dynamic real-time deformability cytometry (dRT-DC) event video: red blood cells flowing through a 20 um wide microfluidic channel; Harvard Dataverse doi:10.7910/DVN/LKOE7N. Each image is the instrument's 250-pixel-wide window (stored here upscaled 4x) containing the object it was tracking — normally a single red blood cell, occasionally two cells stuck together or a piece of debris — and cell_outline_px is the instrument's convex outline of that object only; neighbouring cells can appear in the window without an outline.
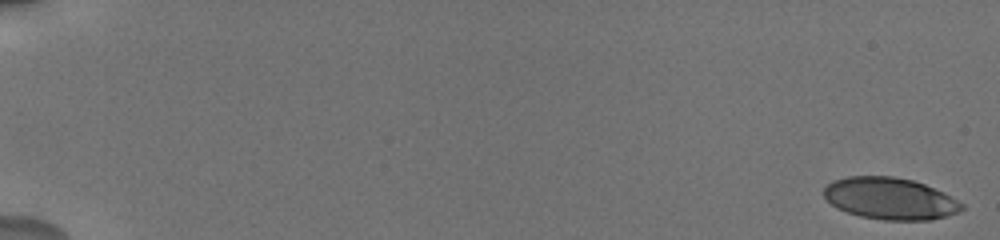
{"species": "human", "species_latin": "Homo sapiens", "temperature_condition": "cold", "stored_images_in_passage": 14, "camera_frame_rate_fps": 3000, "um_per_image_px": 0.085, "donor": {"sex": "male"}, "frame": {"image": 1, "passage_image": 1, "time_ms": 0.0, "image_size_px": [1000, 240], "cell_outline_px": [[964, 208], [956, 212], [932, 220], [884, 220], [860, 216], [848, 212], [832, 204], [824, 196], [824, 188], [832, 180], [848, 176], [892, 176], [912, 180], [924, 184], [944, 192], [964, 204]], "centroid_in_image_um": [75.66, 16.87], "position_along_channel_um": 9.3, "area_um2": 33.41}}
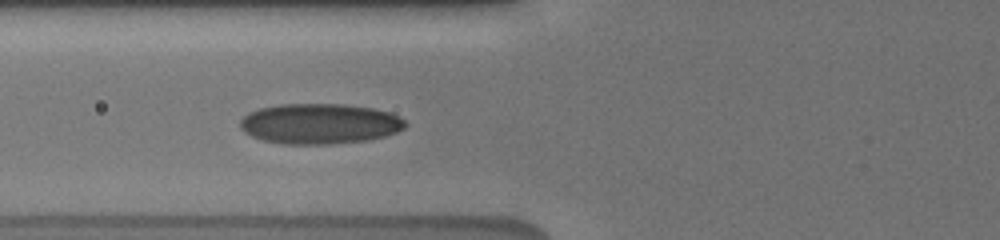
{"frame": {"image": 2, "passage_image": 12, "time_ms": 7.667, "image_size_px": [1000, 240], "cell_outline_px": [[408, 124], [404, 128], [396, 132], [384, 136], [368, 140], [328, 144], [284, 144], [264, 140], [252, 136], [244, 132], [240, 128], [240, 120], [248, 112], [260, 108], [280, 104], [344, 104], [372, 108], [388, 112], [400, 116]], "centroid_in_image_um": [27.17, 10.51], "position_along_channel_um": 98.6, "area_um2": 38.9}}
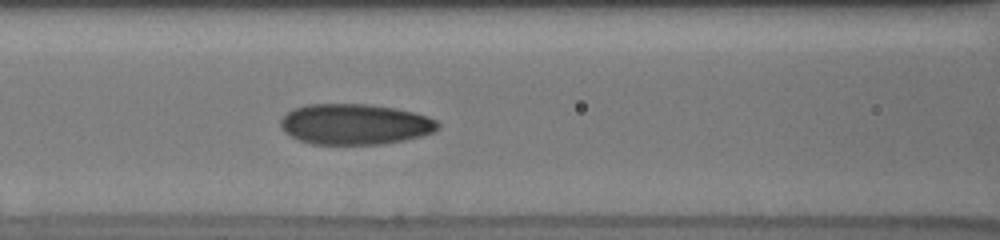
{"frame": {"image": 3, "passage_image": 14, "time_ms": 8.667, "image_size_px": [1000, 240], "cell_outline_px": [[440, 128], [432, 132], [420, 136], [404, 140], [384, 144], [312, 144], [300, 140], [284, 132], [280, 124], [280, 120], [288, 112], [296, 108], [308, 104], [368, 104], [396, 108], [428, 116], [436, 120], [440, 124]], "centroid_in_image_um": [30.19, 10.56], "position_along_channel_um": 136.4, "area_um2": 37.22}}